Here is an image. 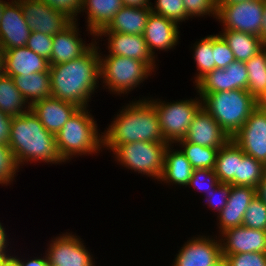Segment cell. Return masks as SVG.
<instances>
[{
	"label": "cell",
	"mask_w": 266,
	"mask_h": 266,
	"mask_svg": "<svg viewBox=\"0 0 266 266\" xmlns=\"http://www.w3.org/2000/svg\"><path fill=\"white\" fill-rule=\"evenodd\" d=\"M95 44L82 56L49 66L51 96L87 107L100 79V54Z\"/></svg>",
	"instance_id": "obj_1"
},
{
	"label": "cell",
	"mask_w": 266,
	"mask_h": 266,
	"mask_svg": "<svg viewBox=\"0 0 266 266\" xmlns=\"http://www.w3.org/2000/svg\"><path fill=\"white\" fill-rule=\"evenodd\" d=\"M102 134L103 146L111 151L137 141L165 142L155 107L146 99L128 104Z\"/></svg>",
	"instance_id": "obj_2"
},
{
	"label": "cell",
	"mask_w": 266,
	"mask_h": 266,
	"mask_svg": "<svg viewBox=\"0 0 266 266\" xmlns=\"http://www.w3.org/2000/svg\"><path fill=\"white\" fill-rule=\"evenodd\" d=\"M8 146L18 166L28 161L64 162L58 153L55 135L50 133L30 109L12 118Z\"/></svg>",
	"instance_id": "obj_3"
},
{
	"label": "cell",
	"mask_w": 266,
	"mask_h": 266,
	"mask_svg": "<svg viewBox=\"0 0 266 266\" xmlns=\"http://www.w3.org/2000/svg\"><path fill=\"white\" fill-rule=\"evenodd\" d=\"M202 107L232 138L256 109V100L247 90L199 93Z\"/></svg>",
	"instance_id": "obj_4"
},
{
	"label": "cell",
	"mask_w": 266,
	"mask_h": 266,
	"mask_svg": "<svg viewBox=\"0 0 266 266\" xmlns=\"http://www.w3.org/2000/svg\"><path fill=\"white\" fill-rule=\"evenodd\" d=\"M89 113L86 107H79L55 135L57 150L64 162L72 155L95 153L103 147V136L98 134L96 121Z\"/></svg>",
	"instance_id": "obj_5"
},
{
	"label": "cell",
	"mask_w": 266,
	"mask_h": 266,
	"mask_svg": "<svg viewBox=\"0 0 266 266\" xmlns=\"http://www.w3.org/2000/svg\"><path fill=\"white\" fill-rule=\"evenodd\" d=\"M146 63L125 56L100 57V78L114 93H127L137 87L152 73Z\"/></svg>",
	"instance_id": "obj_6"
},
{
	"label": "cell",
	"mask_w": 266,
	"mask_h": 266,
	"mask_svg": "<svg viewBox=\"0 0 266 266\" xmlns=\"http://www.w3.org/2000/svg\"><path fill=\"white\" fill-rule=\"evenodd\" d=\"M167 146V142L137 141L119 145L113 152L122 166L160 179Z\"/></svg>",
	"instance_id": "obj_7"
},
{
	"label": "cell",
	"mask_w": 266,
	"mask_h": 266,
	"mask_svg": "<svg viewBox=\"0 0 266 266\" xmlns=\"http://www.w3.org/2000/svg\"><path fill=\"white\" fill-rule=\"evenodd\" d=\"M148 101L155 107L164 141L178 143L184 139L197 111L202 107V100L190 99L174 101L170 104L156 100ZM176 141V142H175Z\"/></svg>",
	"instance_id": "obj_8"
},
{
	"label": "cell",
	"mask_w": 266,
	"mask_h": 266,
	"mask_svg": "<svg viewBox=\"0 0 266 266\" xmlns=\"http://www.w3.org/2000/svg\"><path fill=\"white\" fill-rule=\"evenodd\" d=\"M264 0H250L241 3L217 5L216 19L224 30H236L262 38Z\"/></svg>",
	"instance_id": "obj_9"
},
{
	"label": "cell",
	"mask_w": 266,
	"mask_h": 266,
	"mask_svg": "<svg viewBox=\"0 0 266 266\" xmlns=\"http://www.w3.org/2000/svg\"><path fill=\"white\" fill-rule=\"evenodd\" d=\"M23 10L25 21L31 32L50 36L61 32L73 21L64 13L56 11L41 0H17Z\"/></svg>",
	"instance_id": "obj_10"
},
{
	"label": "cell",
	"mask_w": 266,
	"mask_h": 266,
	"mask_svg": "<svg viewBox=\"0 0 266 266\" xmlns=\"http://www.w3.org/2000/svg\"><path fill=\"white\" fill-rule=\"evenodd\" d=\"M181 248L173 266H223L221 240L199 236Z\"/></svg>",
	"instance_id": "obj_11"
},
{
	"label": "cell",
	"mask_w": 266,
	"mask_h": 266,
	"mask_svg": "<svg viewBox=\"0 0 266 266\" xmlns=\"http://www.w3.org/2000/svg\"><path fill=\"white\" fill-rule=\"evenodd\" d=\"M231 139L246 155L266 164V113L256 108Z\"/></svg>",
	"instance_id": "obj_12"
},
{
	"label": "cell",
	"mask_w": 266,
	"mask_h": 266,
	"mask_svg": "<svg viewBox=\"0 0 266 266\" xmlns=\"http://www.w3.org/2000/svg\"><path fill=\"white\" fill-rule=\"evenodd\" d=\"M248 71L242 61H234L225 69L216 68L196 82L198 93H214L236 89L247 90Z\"/></svg>",
	"instance_id": "obj_13"
},
{
	"label": "cell",
	"mask_w": 266,
	"mask_h": 266,
	"mask_svg": "<svg viewBox=\"0 0 266 266\" xmlns=\"http://www.w3.org/2000/svg\"><path fill=\"white\" fill-rule=\"evenodd\" d=\"M81 239L66 233L56 237L47 250L50 266H94L93 258Z\"/></svg>",
	"instance_id": "obj_14"
},
{
	"label": "cell",
	"mask_w": 266,
	"mask_h": 266,
	"mask_svg": "<svg viewBox=\"0 0 266 266\" xmlns=\"http://www.w3.org/2000/svg\"><path fill=\"white\" fill-rule=\"evenodd\" d=\"M31 30L25 21L20 3L12 0L0 19V46L5 50L26 46Z\"/></svg>",
	"instance_id": "obj_15"
},
{
	"label": "cell",
	"mask_w": 266,
	"mask_h": 266,
	"mask_svg": "<svg viewBox=\"0 0 266 266\" xmlns=\"http://www.w3.org/2000/svg\"><path fill=\"white\" fill-rule=\"evenodd\" d=\"M230 139V136L203 107L197 111L184 137L185 141L218 150Z\"/></svg>",
	"instance_id": "obj_16"
},
{
	"label": "cell",
	"mask_w": 266,
	"mask_h": 266,
	"mask_svg": "<svg viewBox=\"0 0 266 266\" xmlns=\"http://www.w3.org/2000/svg\"><path fill=\"white\" fill-rule=\"evenodd\" d=\"M220 234L224 237L220 239L222 255L266 253V231L238 226Z\"/></svg>",
	"instance_id": "obj_17"
},
{
	"label": "cell",
	"mask_w": 266,
	"mask_h": 266,
	"mask_svg": "<svg viewBox=\"0 0 266 266\" xmlns=\"http://www.w3.org/2000/svg\"><path fill=\"white\" fill-rule=\"evenodd\" d=\"M108 35L109 55L125 56L146 63L155 69V57L150 53L143 35L100 31L97 36Z\"/></svg>",
	"instance_id": "obj_18"
},
{
	"label": "cell",
	"mask_w": 266,
	"mask_h": 266,
	"mask_svg": "<svg viewBox=\"0 0 266 266\" xmlns=\"http://www.w3.org/2000/svg\"><path fill=\"white\" fill-rule=\"evenodd\" d=\"M79 107L71 102L55 97L36 101L30 106L41 124L56 135Z\"/></svg>",
	"instance_id": "obj_19"
},
{
	"label": "cell",
	"mask_w": 266,
	"mask_h": 266,
	"mask_svg": "<svg viewBox=\"0 0 266 266\" xmlns=\"http://www.w3.org/2000/svg\"><path fill=\"white\" fill-rule=\"evenodd\" d=\"M178 24L173 20L161 15L150 13L143 37L147 43L150 53L154 55V49L168 50L173 48L179 39Z\"/></svg>",
	"instance_id": "obj_20"
},
{
	"label": "cell",
	"mask_w": 266,
	"mask_h": 266,
	"mask_svg": "<svg viewBox=\"0 0 266 266\" xmlns=\"http://www.w3.org/2000/svg\"><path fill=\"white\" fill-rule=\"evenodd\" d=\"M76 21L53 36L52 53L49 59V65L61 64L72 61L85 54L94 44L83 43L82 38L78 36Z\"/></svg>",
	"instance_id": "obj_21"
},
{
	"label": "cell",
	"mask_w": 266,
	"mask_h": 266,
	"mask_svg": "<svg viewBox=\"0 0 266 266\" xmlns=\"http://www.w3.org/2000/svg\"><path fill=\"white\" fill-rule=\"evenodd\" d=\"M256 195V188L231 185L226 206L219 213L220 232L242 226L244 213Z\"/></svg>",
	"instance_id": "obj_22"
},
{
	"label": "cell",
	"mask_w": 266,
	"mask_h": 266,
	"mask_svg": "<svg viewBox=\"0 0 266 266\" xmlns=\"http://www.w3.org/2000/svg\"><path fill=\"white\" fill-rule=\"evenodd\" d=\"M49 62L36 54L28 47H15L4 51V74L14 77L16 75H29L38 72H47Z\"/></svg>",
	"instance_id": "obj_23"
},
{
	"label": "cell",
	"mask_w": 266,
	"mask_h": 266,
	"mask_svg": "<svg viewBox=\"0 0 266 266\" xmlns=\"http://www.w3.org/2000/svg\"><path fill=\"white\" fill-rule=\"evenodd\" d=\"M150 13V7H130L124 5L101 31L143 35Z\"/></svg>",
	"instance_id": "obj_24"
},
{
	"label": "cell",
	"mask_w": 266,
	"mask_h": 266,
	"mask_svg": "<svg viewBox=\"0 0 266 266\" xmlns=\"http://www.w3.org/2000/svg\"><path fill=\"white\" fill-rule=\"evenodd\" d=\"M246 154L230 139L222 146L216 156L214 171L219 183H229L238 186L239 162Z\"/></svg>",
	"instance_id": "obj_25"
},
{
	"label": "cell",
	"mask_w": 266,
	"mask_h": 266,
	"mask_svg": "<svg viewBox=\"0 0 266 266\" xmlns=\"http://www.w3.org/2000/svg\"><path fill=\"white\" fill-rule=\"evenodd\" d=\"M122 0H83L82 10H88V28L96 36L123 7Z\"/></svg>",
	"instance_id": "obj_26"
},
{
	"label": "cell",
	"mask_w": 266,
	"mask_h": 266,
	"mask_svg": "<svg viewBox=\"0 0 266 266\" xmlns=\"http://www.w3.org/2000/svg\"><path fill=\"white\" fill-rule=\"evenodd\" d=\"M168 144L164 155V168L160 180L178 185H188L193 167L181 150L171 151Z\"/></svg>",
	"instance_id": "obj_27"
},
{
	"label": "cell",
	"mask_w": 266,
	"mask_h": 266,
	"mask_svg": "<svg viewBox=\"0 0 266 266\" xmlns=\"http://www.w3.org/2000/svg\"><path fill=\"white\" fill-rule=\"evenodd\" d=\"M15 86L31 106L36 101L51 97L50 72H38L12 77ZM29 99V100H28Z\"/></svg>",
	"instance_id": "obj_28"
},
{
	"label": "cell",
	"mask_w": 266,
	"mask_h": 266,
	"mask_svg": "<svg viewBox=\"0 0 266 266\" xmlns=\"http://www.w3.org/2000/svg\"><path fill=\"white\" fill-rule=\"evenodd\" d=\"M220 35L228 43L236 61L245 62L264 48V41L257 35L236 30H224Z\"/></svg>",
	"instance_id": "obj_29"
},
{
	"label": "cell",
	"mask_w": 266,
	"mask_h": 266,
	"mask_svg": "<svg viewBox=\"0 0 266 266\" xmlns=\"http://www.w3.org/2000/svg\"><path fill=\"white\" fill-rule=\"evenodd\" d=\"M25 103H28V108ZM0 110L11 117L20 116L30 110L29 102L19 92L12 77L5 74L0 76Z\"/></svg>",
	"instance_id": "obj_30"
},
{
	"label": "cell",
	"mask_w": 266,
	"mask_h": 266,
	"mask_svg": "<svg viewBox=\"0 0 266 266\" xmlns=\"http://www.w3.org/2000/svg\"><path fill=\"white\" fill-rule=\"evenodd\" d=\"M244 63L248 71L247 91L256 98L266 90V49Z\"/></svg>",
	"instance_id": "obj_31"
},
{
	"label": "cell",
	"mask_w": 266,
	"mask_h": 266,
	"mask_svg": "<svg viewBox=\"0 0 266 266\" xmlns=\"http://www.w3.org/2000/svg\"><path fill=\"white\" fill-rule=\"evenodd\" d=\"M193 169H214L218 149L193 144L184 139L178 141Z\"/></svg>",
	"instance_id": "obj_32"
},
{
	"label": "cell",
	"mask_w": 266,
	"mask_h": 266,
	"mask_svg": "<svg viewBox=\"0 0 266 266\" xmlns=\"http://www.w3.org/2000/svg\"><path fill=\"white\" fill-rule=\"evenodd\" d=\"M264 164L255 158L245 155L239 162L238 186L257 188L263 181Z\"/></svg>",
	"instance_id": "obj_33"
},
{
	"label": "cell",
	"mask_w": 266,
	"mask_h": 266,
	"mask_svg": "<svg viewBox=\"0 0 266 266\" xmlns=\"http://www.w3.org/2000/svg\"><path fill=\"white\" fill-rule=\"evenodd\" d=\"M194 60L197 64L198 75L195 77V83L209 73L216 69L213 52V35L207 36L199 41L194 46Z\"/></svg>",
	"instance_id": "obj_34"
},
{
	"label": "cell",
	"mask_w": 266,
	"mask_h": 266,
	"mask_svg": "<svg viewBox=\"0 0 266 266\" xmlns=\"http://www.w3.org/2000/svg\"><path fill=\"white\" fill-rule=\"evenodd\" d=\"M242 226L266 231V204L257 195L244 213Z\"/></svg>",
	"instance_id": "obj_35"
},
{
	"label": "cell",
	"mask_w": 266,
	"mask_h": 266,
	"mask_svg": "<svg viewBox=\"0 0 266 266\" xmlns=\"http://www.w3.org/2000/svg\"><path fill=\"white\" fill-rule=\"evenodd\" d=\"M151 12L178 22L189 19L183 0H156L155 7H150Z\"/></svg>",
	"instance_id": "obj_36"
},
{
	"label": "cell",
	"mask_w": 266,
	"mask_h": 266,
	"mask_svg": "<svg viewBox=\"0 0 266 266\" xmlns=\"http://www.w3.org/2000/svg\"><path fill=\"white\" fill-rule=\"evenodd\" d=\"M18 168L11 148L8 145L0 144V184L8 185L13 181Z\"/></svg>",
	"instance_id": "obj_37"
},
{
	"label": "cell",
	"mask_w": 266,
	"mask_h": 266,
	"mask_svg": "<svg viewBox=\"0 0 266 266\" xmlns=\"http://www.w3.org/2000/svg\"><path fill=\"white\" fill-rule=\"evenodd\" d=\"M223 266H266V253H240L223 255Z\"/></svg>",
	"instance_id": "obj_38"
},
{
	"label": "cell",
	"mask_w": 266,
	"mask_h": 266,
	"mask_svg": "<svg viewBox=\"0 0 266 266\" xmlns=\"http://www.w3.org/2000/svg\"><path fill=\"white\" fill-rule=\"evenodd\" d=\"M206 181V182H204ZM206 183V184H204ZM219 184L217 175L213 169H194L188 186L191 185L195 189L208 193Z\"/></svg>",
	"instance_id": "obj_39"
},
{
	"label": "cell",
	"mask_w": 266,
	"mask_h": 266,
	"mask_svg": "<svg viewBox=\"0 0 266 266\" xmlns=\"http://www.w3.org/2000/svg\"><path fill=\"white\" fill-rule=\"evenodd\" d=\"M213 52L216 68L225 69L235 61L231 48L221 35H213Z\"/></svg>",
	"instance_id": "obj_40"
},
{
	"label": "cell",
	"mask_w": 266,
	"mask_h": 266,
	"mask_svg": "<svg viewBox=\"0 0 266 266\" xmlns=\"http://www.w3.org/2000/svg\"><path fill=\"white\" fill-rule=\"evenodd\" d=\"M53 36L31 32L26 47L49 61L52 53Z\"/></svg>",
	"instance_id": "obj_41"
},
{
	"label": "cell",
	"mask_w": 266,
	"mask_h": 266,
	"mask_svg": "<svg viewBox=\"0 0 266 266\" xmlns=\"http://www.w3.org/2000/svg\"><path fill=\"white\" fill-rule=\"evenodd\" d=\"M188 18L193 16H202L212 14L216 17V0H183Z\"/></svg>",
	"instance_id": "obj_42"
},
{
	"label": "cell",
	"mask_w": 266,
	"mask_h": 266,
	"mask_svg": "<svg viewBox=\"0 0 266 266\" xmlns=\"http://www.w3.org/2000/svg\"><path fill=\"white\" fill-rule=\"evenodd\" d=\"M230 190L231 184L229 183H219L213 190H210L207 193V198H205L207 200V204L209 203V207L217 210L218 213H220L227 204Z\"/></svg>",
	"instance_id": "obj_43"
},
{
	"label": "cell",
	"mask_w": 266,
	"mask_h": 266,
	"mask_svg": "<svg viewBox=\"0 0 266 266\" xmlns=\"http://www.w3.org/2000/svg\"><path fill=\"white\" fill-rule=\"evenodd\" d=\"M46 2L50 7L64 13L72 21H77L75 18L77 13L81 12L83 0H41Z\"/></svg>",
	"instance_id": "obj_44"
},
{
	"label": "cell",
	"mask_w": 266,
	"mask_h": 266,
	"mask_svg": "<svg viewBox=\"0 0 266 266\" xmlns=\"http://www.w3.org/2000/svg\"><path fill=\"white\" fill-rule=\"evenodd\" d=\"M12 118L0 110V144L2 145L9 144Z\"/></svg>",
	"instance_id": "obj_45"
},
{
	"label": "cell",
	"mask_w": 266,
	"mask_h": 266,
	"mask_svg": "<svg viewBox=\"0 0 266 266\" xmlns=\"http://www.w3.org/2000/svg\"><path fill=\"white\" fill-rule=\"evenodd\" d=\"M19 263H20V266H50L49 263H48V258H47V255L43 258H34L28 262H23L21 261L18 257H14Z\"/></svg>",
	"instance_id": "obj_46"
},
{
	"label": "cell",
	"mask_w": 266,
	"mask_h": 266,
	"mask_svg": "<svg viewBox=\"0 0 266 266\" xmlns=\"http://www.w3.org/2000/svg\"><path fill=\"white\" fill-rule=\"evenodd\" d=\"M123 5L130 7H151L149 0H122Z\"/></svg>",
	"instance_id": "obj_47"
},
{
	"label": "cell",
	"mask_w": 266,
	"mask_h": 266,
	"mask_svg": "<svg viewBox=\"0 0 266 266\" xmlns=\"http://www.w3.org/2000/svg\"><path fill=\"white\" fill-rule=\"evenodd\" d=\"M6 233L4 227L0 223V256H9L6 252V245H7V239H6ZM7 254V255H6Z\"/></svg>",
	"instance_id": "obj_48"
},
{
	"label": "cell",
	"mask_w": 266,
	"mask_h": 266,
	"mask_svg": "<svg viewBox=\"0 0 266 266\" xmlns=\"http://www.w3.org/2000/svg\"><path fill=\"white\" fill-rule=\"evenodd\" d=\"M256 108L266 113V90L255 98Z\"/></svg>",
	"instance_id": "obj_49"
},
{
	"label": "cell",
	"mask_w": 266,
	"mask_h": 266,
	"mask_svg": "<svg viewBox=\"0 0 266 266\" xmlns=\"http://www.w3.org/2000/svg\"><path fill=\"white\" fill-rule=\"evenodd\" d=\"M256 195L266 204V181H262L256 188Z\"/></svg>",
	"instance_id": "obj_50"
},
{
	"label": "cell",
	"mask_w": 266,
	"mask_h": 266,
	"mask_svg": "<svg viewBox=\"0 0 266 266\" xmlns=\"http://www.w3.org/2000/svg\"><path fill=\"white\" fill-rule=\"evenodd\" d=\"M262 40L266 42V0H264V14L262 24Z\"/></svg>",
	"instance_id": "obj_51"
},
{
	"label": "cell",
	"mask_w": 266,
	"mask_h": 266,
	"mask_svg": "<svg viewBox=\"0 0 266 266\" xmlns=\"http://www.w3.org/2000/svg\"><path fill=\"white\" fill-rule=\"evenodd\" d=\"M3 266H20V263L13 256H9L6 258Z\"/></svg>",
	"instance_id": "obj_52"
},
{
	"label": "cell",
	"mask_w": 266,
	"mask_h": 266,
	"mask_svg": "<svg viewBox=\"0 0 266 266\" xmlns=\"http://www.w3.org/2000/svg\"><path fill=\"white\" fill-rule=\"evenodd\" d=\"M250 0H216L217 5H228V4H235V3H241L246 2Z\"/></svg>",
	"instance_id": "obj_53"
},
{
	"label": "cell",
	"mask_w": 266,
	"mask_h": 266,
	"mask_svg": "<svg viewBox=\"0 0 266 266\" xmlns=\"http://www.w3.org/2000/svg\"><path fill=\"white\" fill-rule=\"evenodd\" d=\"M4 74V49L0 46V76Z\"/></svg>",
	"instance_id": "obj_54"
},
{
	"label": "cell",
	"mask_w": 266,
	"mask_h": 266,
	"mask_svg": "<svg viewBox=\"0 0 266 266\" xmlns=\"http://www.w3.org/2000/svg\"><path fill=\"white\" fill-rule=\"evenodd\" d=\"M8 3H9V2L3 1V0L0 1V19H1V16L3 15V13H4V8H5V6H6Z\"/></svg>",
	"instance_id": "obj_55"
},
{
	"label": "cell",
	"mask_w": 266,
	"mask_h": 266,
	"mask_svg": "<svg viewBox=\"0 0 266 266\" xmlns=\"http://www.w3.org/2000/svg\"><path fill=\"white\" fill-rule=\"evenodd\" d=\"M7 257L9 256H0V266H3V263L5 262Z\"/></svg>",
	"instance_id": "obj_56"
},
{
	"label": "cell",
	"mask_w": 266,
	"mask_h": 266,
	"mask_svg": "<svg viewBox=\"0 0 266 266\" xmlns=\"http://www.w3.org/2000/svg\"><path fill=\"white\" fill-rule=\"evenodd\" d=\"M263 180L266 181V164H264Z\"/></svg>",
	"instance_id": "obj_57"
}]
</instances>
